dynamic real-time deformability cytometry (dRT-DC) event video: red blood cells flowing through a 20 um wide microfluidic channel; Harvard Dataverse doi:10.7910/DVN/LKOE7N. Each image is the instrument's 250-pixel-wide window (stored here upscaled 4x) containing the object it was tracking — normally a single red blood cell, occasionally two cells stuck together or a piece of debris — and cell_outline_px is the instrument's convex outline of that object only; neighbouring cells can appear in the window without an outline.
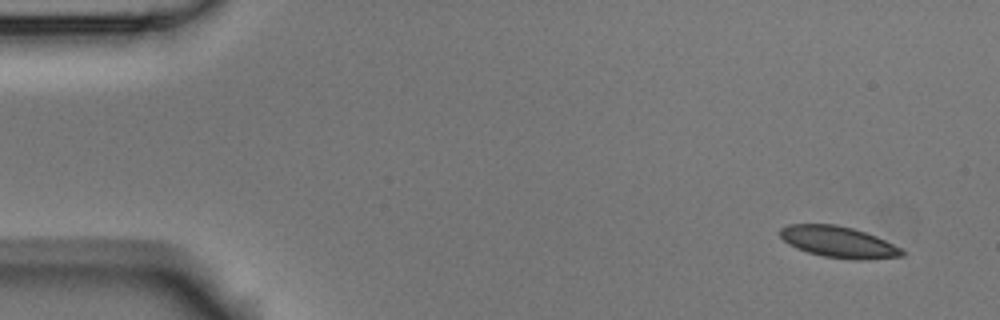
{"species": "Egyptian fruit bat (a non-hibernating species)", "species_latin": "Rousettus aegyptiacus", "temperature_condition": "room temperature", "stored_images_in_passage": 4, "segment_of_instrument_passage": [2, 2], "camera_frame_rate_fps": 3000, "um_per_image_px": 0.085, "animal": {"sex": "male"}, "frame": {"image": 1, "passage_image": 4, "time_ms": 1.0, "image_size_px": [1000, 320], "cell_outline_px": [[904, 256], [860, 260], [856, 260], [824, 256], [808, 252], [796, 248], [788, 244], [780, 236], [780, 228], [788, 224], [836, 224], [852, 228], [876, 236], [900, 248], [904, 252]], "centroid_in_image_um": [71.24, 20.56], "position_along_channel_um": 13.8, "area_um2": 22.02}}